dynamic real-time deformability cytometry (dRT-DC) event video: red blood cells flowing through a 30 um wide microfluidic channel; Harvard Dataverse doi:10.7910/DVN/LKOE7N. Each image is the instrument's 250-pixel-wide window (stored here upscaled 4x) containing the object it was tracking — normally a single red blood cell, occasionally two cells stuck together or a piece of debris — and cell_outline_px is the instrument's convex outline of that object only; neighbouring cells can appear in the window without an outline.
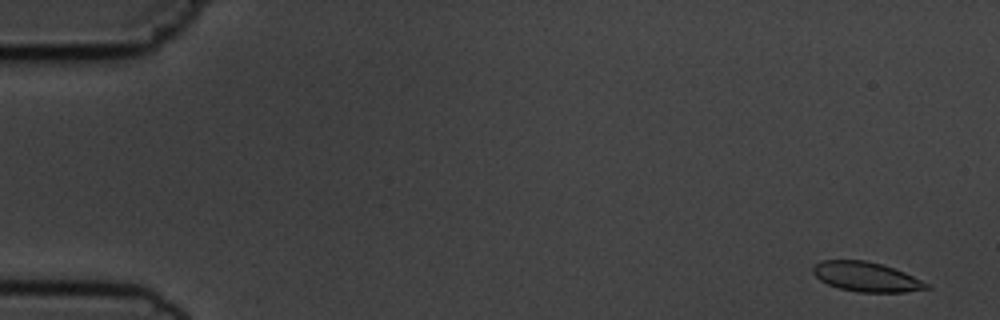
{"species": "common noctule bat (a hibernating species)", "species_latin": "Nyctalus noctula", "temperature_condition": "cold", "stored_images_in_passage": 5, "camera_frame_rate_fps": 3000, "um_per_image_px": 0.085, "animal": {"sex": "male", "body_mass_g": 19.5, "forearm_length_mm": 54.6}, "frame": {"image": 1, "passage_image": 1, "time_ms": 0.0, "image_size_px": [1000, 320], "cell_outline_px": [[932, 288], [904, 292], [860, 292], [840, 288], [828, 284], [820, 280], [812, 272], [812, 264], [820, 260], [864, 260], [880, 264], [904, 272], [932, 284]], "centroid_in_image_um": [73.64, 23.53], "position_along_channel_um": 11.4, "area_um2": 19.65}}
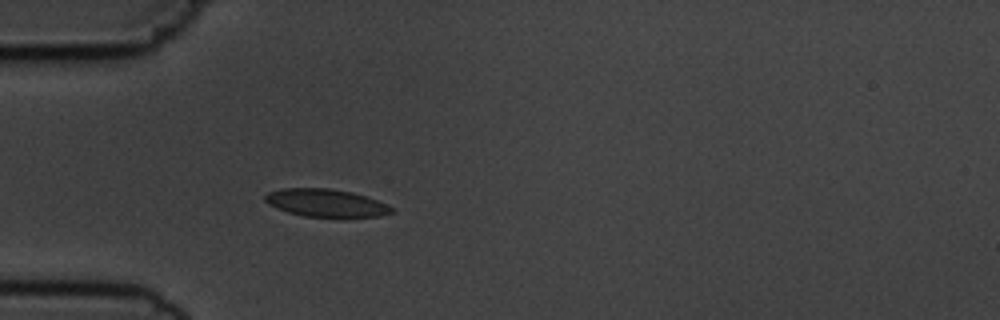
{"frame": {"image": 2, "passage_image": 5, "time_ms": 4.667, "image_size_px": [1000, 320], "cell_outline_px": [[396, 212], [380, 216], [340, 220], [304, 216], [288, 212], [268, 204], [264, 200], [264, 196], [268, 192], [284, 188], [328, 188], [352, 192], [376, 200], [396, 208]], "centroid_in_image_um": [27.78, 17.3], "position_along_channel_um": 57.2, "area_um2": 21.33}}